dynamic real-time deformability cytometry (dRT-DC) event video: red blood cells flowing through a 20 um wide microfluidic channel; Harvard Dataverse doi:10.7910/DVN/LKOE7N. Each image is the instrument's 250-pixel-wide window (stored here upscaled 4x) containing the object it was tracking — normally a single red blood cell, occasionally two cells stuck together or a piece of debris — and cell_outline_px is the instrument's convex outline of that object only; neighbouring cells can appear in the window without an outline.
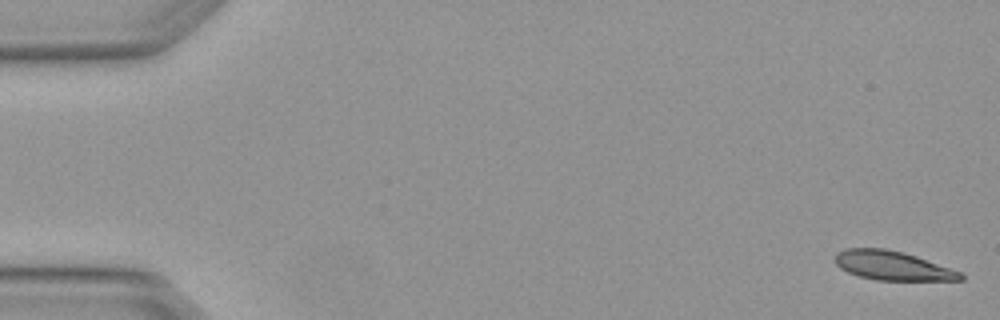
{"species": "Egyptian fruit bat (a non-hibernating species)", "species_latin": "Rousettus aegyptiacus", "temperature_condition": "warm", "stored_images_in_passage": 4, "camera_frame_rate_fps": 3000, "um_per_image_px": 0.085, "animal": {"sex": "female"}, "frame": {"image": 1, "passage_image": 1, "time_ms": 0.0, "image_size_px": [1000, 320], "cell_outline_px": [[964, 280], [876, 280], [860, 276], [848, 272], [840, 268], [836, 264], [836, 256], [844, 248], [884, 248], [916, 256], [960, 272], [964, 276]], "centroid_in_image_um": [75.85, 22.58], "position_along_channel_um": 9.1, "area_um2": 20.87}}